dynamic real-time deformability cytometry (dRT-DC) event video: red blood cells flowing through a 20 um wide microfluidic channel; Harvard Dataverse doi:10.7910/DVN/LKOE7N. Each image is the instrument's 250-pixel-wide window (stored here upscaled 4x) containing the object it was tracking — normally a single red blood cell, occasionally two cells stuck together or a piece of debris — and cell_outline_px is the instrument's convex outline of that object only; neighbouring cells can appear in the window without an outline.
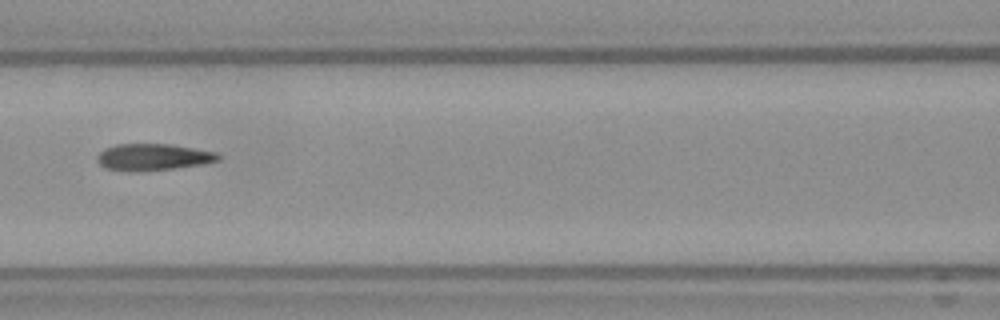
{"species": "Egyptian fruit bat (a non-hibernating species)", "species_latin": "Rousettus aegyptiacus", "temperature_condition": "warm", "stored_images_in_passage": 29, "camera_frame_rate_fps": 3000, "um_per_image_px": 0.085, "frame": {"image": 1, "passage_image": 6, "time_ms": 1.667, "image_size_px": [1000, 320], "cell_outline_px": [[212, 156], [208, 160], [180, 164], [112, 164], [104, 160], [104, 156], [112, 152], [128, 148], [176, 148], [196, 152]], "centroid_in_image_um": [13.15, 13.3], "position_along_channel_um": 153.5, "area_um2": 10.23}}